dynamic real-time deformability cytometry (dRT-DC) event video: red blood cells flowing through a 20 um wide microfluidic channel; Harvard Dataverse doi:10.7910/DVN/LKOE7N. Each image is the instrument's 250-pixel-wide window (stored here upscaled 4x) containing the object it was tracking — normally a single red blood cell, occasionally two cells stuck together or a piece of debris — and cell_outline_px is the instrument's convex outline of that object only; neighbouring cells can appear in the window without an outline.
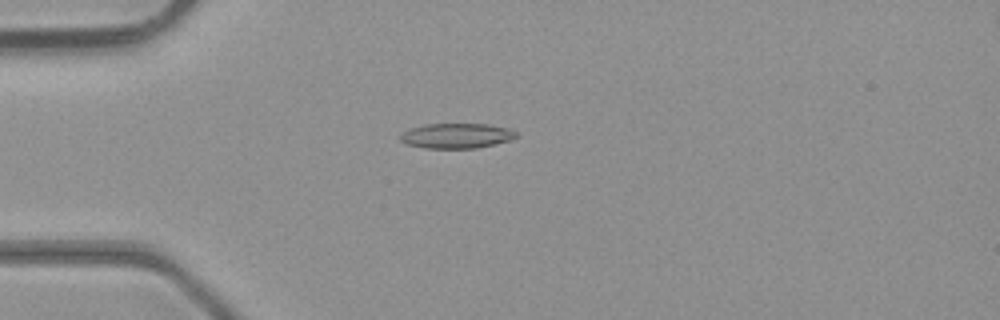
{"species": "common noctule bat (a hibernating species)", "species_latin": "Nyctalus noctula", "temperature_condition": "room temperature", "stored_images_in_passage": 47, "camera_frame_rate_fps": 3000, "um_per_image_px": 0.085, "animal": {"sex": "male", "body_mass_g": 23.1, "forearm_length_mm": 52.7}, "frame": {"image": 1, "passage_image": 13, "time_ms": 4.0, "image_size_px": [1000, 320], "cell_outline_px": [[516, 136], [508, 140], [496, 144], [476, 148], [424, 148], [408, 144], [400, 140], [400, 136], [404, 132], [412, 128], [424, 124], [488, 124], [508, 128], [516, 132]], "centroid_in_image_um": [38.8, 11.54], "position_along_channel_um": 46.2, "area_um2": 16.7}}
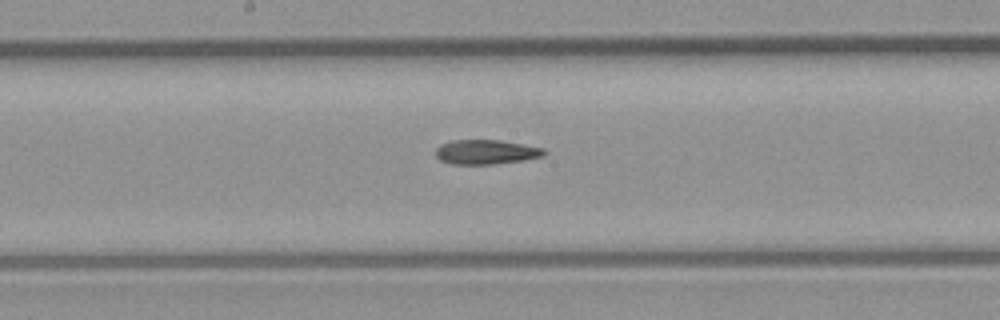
{"frame": {"image": 2, "passage_image": 25, "time_ms": 8.0, "image_size_px": [1000, 320], "cell_outline_px": [[548, 152], [544, 156], [524, 160], [492, 164], [452, 164], [440, 160], [436, 156], [436, 148], [440, 144], [452, 140], [500, 140], [524, 144], [544, 148]], "centroid_in_image_um": [41.34, 12.91], "position_along_channel_um": 206.9, "area_um2": 15.61}}
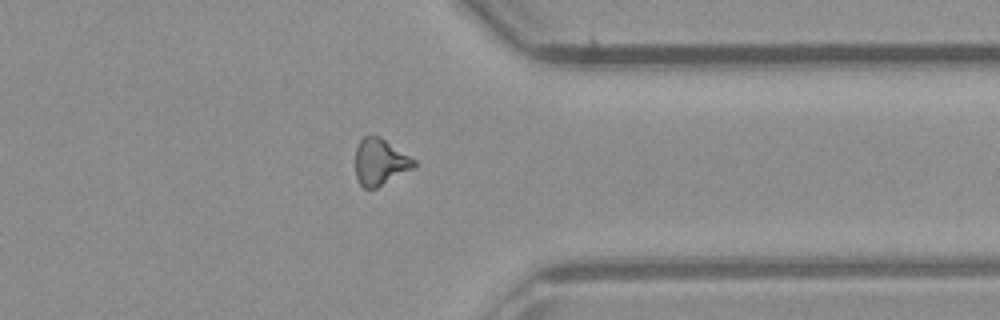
{"frame": {"image": 3, "passage_image": 37, "time_ms": 12.0, "image_size_px": [1000, 320], "cell_outline_px": [[416, 164], [412, 168], [376, 188], [364, 188], [360, 184], [356, 176], [356, 148], [360, 140], [364, 136], [380, 136], [416, 160]], "centroid_in_image_um": [32.3, 13.75], "position_along_channel_um": 379.1, "area_um2": 15.61}}